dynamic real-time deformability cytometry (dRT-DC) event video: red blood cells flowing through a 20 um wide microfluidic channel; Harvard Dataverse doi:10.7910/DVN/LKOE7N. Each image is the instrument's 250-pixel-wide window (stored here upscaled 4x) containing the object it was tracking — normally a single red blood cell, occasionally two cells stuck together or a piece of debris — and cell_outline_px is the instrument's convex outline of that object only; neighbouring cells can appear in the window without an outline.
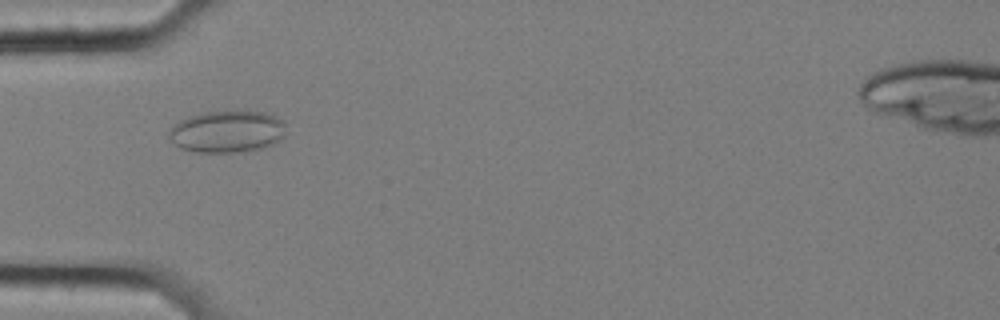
{"species": "common noctule bat (a hibernating species)", "species_latin": "Nyctalus noctula", "temperature_condition": "cold", "stored_images_in_passage": 49, "camera_frame_rate_fps": 3000, "um_per_image_px": 0.085, "animal": {"sex": "female", "body_mass_g": 25.1}, "frame": {"image": 1, "passage_image": 10, "time_ms": 3.0, "image_size_px": [1000, 320], "cell_outline_px": [[284, 136], [276, 144], [264, 148], [244, 152], [196, 152], [180, 148], [168, 140], [168, 132], [180, 120], [200, 112], [264, 112], [276, 116], [284, 120]], "centroid_in_image_um": [19.32, 11.21], "position_along_channel_um": 65.7, "area_um2": 28.78}}
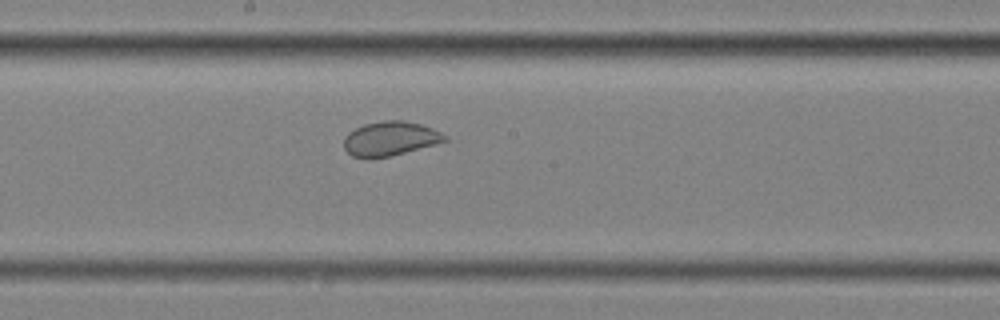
{"frame": {"image": 2, "passage_image": 23, "time_ms": 7.333, "image_size_px": [1000, 320], "cell_outline_px": [[448, 140], [436, 144], [372, 160], [368, 160], [352, 156], [344, 148], [344, 136], [348, 132], [364, 124], [384, 120], [404, 120], [420, 124], [432, 128], [448, 136]], "centroid_in_image_um": [33.13, 11.79], "position_along_channel_um": 215.1, "area_um2": 20.35}}
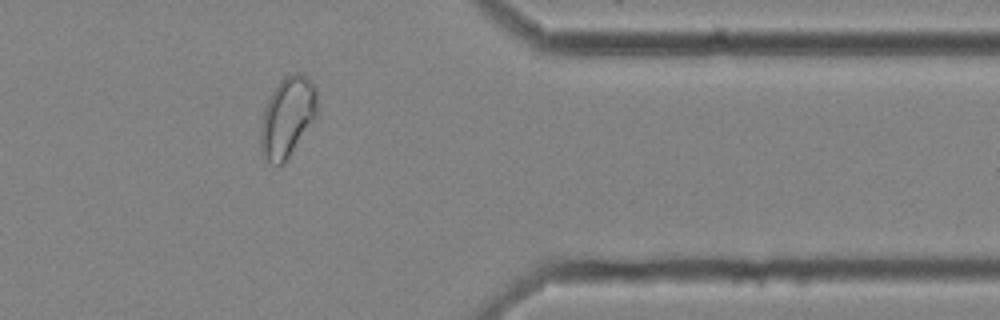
{"frame": {"image": 3, "passage_image": 39, "time_ms": 12.667, "image_size_px": [1000, 320], "cell_outline_px": [[316, 116], [284, 164], [280, 168], [268, 160], [264, 156], [260, 148], [260, 128], [264, 108], [272, 92], [280, 80], [296, 72], [304, 72], [312, 80], [316, 88]], "centroid_in_image_um": [24.42, 9.94], "position_along_channel_um": 387.0, "area_um2": 26.41}, "authors_computed_cell_mechanics": {"area_um2": 25.0274, "velocity_mm_per_s": 3.4729, "shape_relaxation_time_tau1_ms": null, "shape_relaxation_time_tau2_ms": 0.9584, "deformation_change_tau1": null, "deformation_change_tau2": 0.0411}}